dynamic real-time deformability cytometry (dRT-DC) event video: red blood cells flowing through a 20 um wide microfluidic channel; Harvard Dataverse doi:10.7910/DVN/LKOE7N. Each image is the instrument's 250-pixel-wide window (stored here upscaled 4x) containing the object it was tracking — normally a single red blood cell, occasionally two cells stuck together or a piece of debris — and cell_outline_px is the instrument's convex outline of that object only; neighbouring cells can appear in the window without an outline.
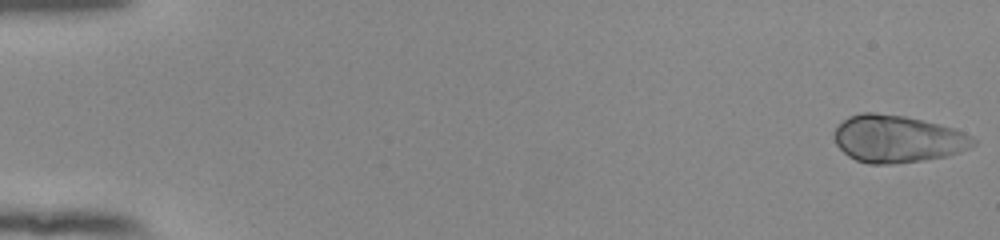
{"species": "human", "species_latin": "Homo sapiens", "temperature_condition": "room temperature", "stored_images_in_passage": 54, "camera_frame_rate_fps": 3000, "um_per_image_px": 0.085, "donor": {"sex": "female"}, "frame": {"image": 1, "passage_image": 1, "time_ms": 0.0, "image_size_px": [1000, 240], "cell_outline_px": [[976, 144], [960, 152], [948, 156], [920, 160], [888, 164], [868, 164], [856, 160], [848, 156], [836, 144], [832, 136], [832, 132], [848, 116], [860, 112], [872, 112], [904, 116], [956, 128], [972, 136], [976, 140]], "centroid_in_image_um": [76.27, 11.8], "position_along_channel_um": 8.7, "area_um2": 38.44}}
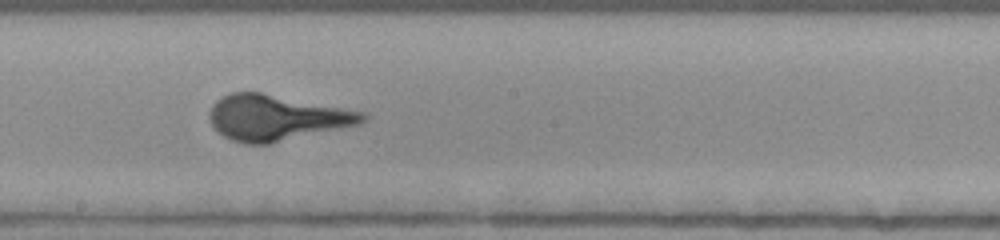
{"frame": {"image": 2, "passage_image": 31, "time_ms": 10.0, "image_size_px": [1000, 240], "cell_outline_px": [[368, 120], [360, 124], [268, 144], [244, 144], [232, 140], [224, 136], [212, 124], [208, 116], [208, 112], [212, 104], [216, 100], [232, 92], [260, 92], [364, 112], [368, 116]], "centroid_in_image_um": [23.48, 10.0], "position_along_channel_um": 224.7, "area_um2": 40.4}}
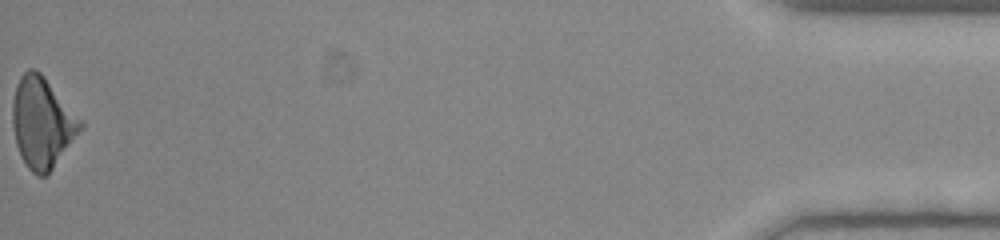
{"frame": {"image": 3, "passage_image": 54, "time_ms": 17.667, "image_size_px": [1000, 240], "cell_outline_px": [[84, 128], [48, 176], [36, 176], [28, 168], [20, 156], [16, 144], [12, 124], [12, 100], [16, 84], [20, 76], [28, 68], [36, 68], [44, 76], [84, 120]], "centroid_in_image_um": [3.61, 10.43], "position_along_channel_um": 431.6, "area_um2": 36.76}}